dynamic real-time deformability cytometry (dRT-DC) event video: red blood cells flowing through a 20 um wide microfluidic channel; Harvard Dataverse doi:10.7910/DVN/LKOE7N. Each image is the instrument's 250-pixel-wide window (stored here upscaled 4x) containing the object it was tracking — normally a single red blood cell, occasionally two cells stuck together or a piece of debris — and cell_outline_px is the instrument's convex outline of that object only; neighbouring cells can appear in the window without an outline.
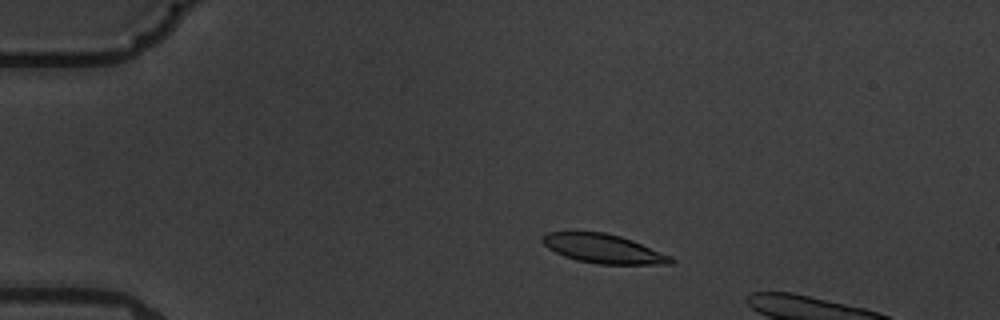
{"species": "common noctule bat (a hibernating species)", "species_latin": "Nyctalus noctula", "temperature_condition": "warm", "stored_images_in_passage": 5, "camera_frame_rate_fps": 3000, "um_per_image_px": 0.085, "animal": {"sex": "male", "body_mass_g": 19.5, "forearm_length_mm": 54.6}, "frame": {"image": 1, "passage_image": 3, "time_ms": 3.0, "image_size_px": [1000, 320], "cell_outline_px": [[676, 260], [672, 264], [600, 264], [576, 260], [564, 256], [548, 248], [540, 240], [540, 236], [548, 232], [604, 232], [620, 236], [632, 240], [672, 256]], "centroid_in_image_um": [51.29, 21.14], "position_along_channel_um": 33.7, "area_um2": 21.73}}